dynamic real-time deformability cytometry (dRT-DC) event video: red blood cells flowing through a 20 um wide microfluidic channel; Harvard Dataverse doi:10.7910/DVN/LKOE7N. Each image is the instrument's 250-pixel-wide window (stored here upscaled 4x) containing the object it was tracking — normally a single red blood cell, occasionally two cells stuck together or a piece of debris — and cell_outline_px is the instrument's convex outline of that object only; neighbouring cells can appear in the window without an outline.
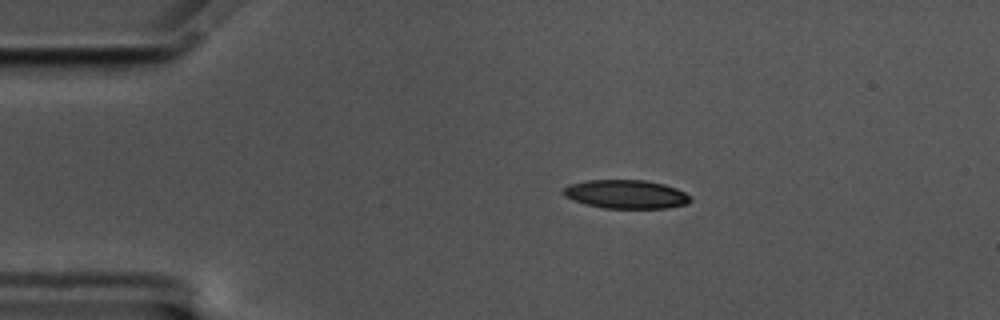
{"species": "common noctule bat (a hibernating species)", "species_latin": "Nyctalus noctula", "temperature_condition": "cold", "stored_images_in_passage": 47, "camera_frame_rate_fps": 3000, "um_per_image_px": 0.085, "animal": {"sex": "male", "body_mass_g": 17.5, "forearm_length_mm": 52.3}, "frame": {"image": 1, "passage_image": 1, "time_ms": 0.0, "image_size_px": [1000, 320], "cell_outline_px": [[692, 200], [688, 204], [668, 208], [604, 208], [584, 204], [572, 200], [564, 196], [564, 188], [568, 184], [588, 180], [644, 180], [664, 184], [676, 188], [692, 196]], "centroid_in_image_um": [53.23, 16.51], "position_along_channel_um": 31.8, "area_um2": 21.39}}
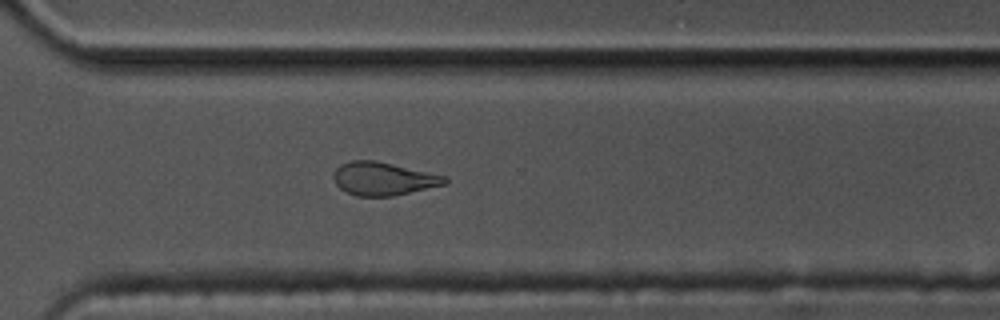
{"frame": {"image": 2, "passage_image": 31, "time_ms": 10.0, "image_size_px": [1000, 320], "cell_outline_px": [[448, 184], [392, 196], [356, 196], [344, 192], [336, 184], [332, 176], [336, 168], [340, 164], [352, 160], [372, 160], [392, 164], [448, 176]], "centroid_in_image_um": [32.58, 15.2], "position_along_channel_um": 338.0, "area_um2": 21.62}}
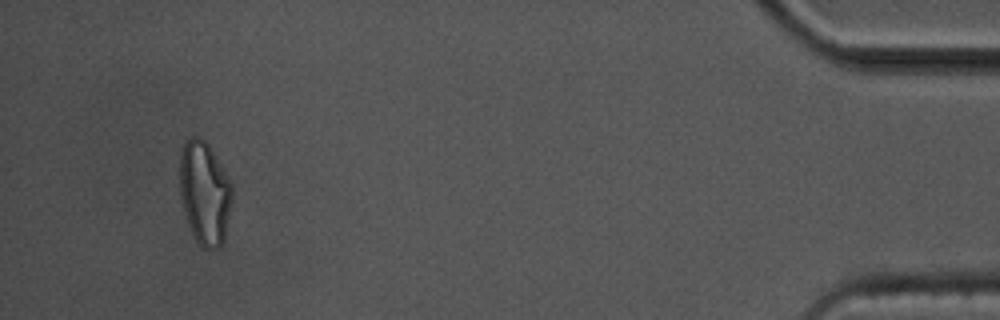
{"frame": {"image": 3, "passage_image": 44, "time_ms": 14.333, "image_size_px": [1000, 320], "cell_outline_px": [[232, 204], [224, 240], [216, 248], [204, 248], [196, 240], [192, 232], [184, 208], [180, 192], [180, 148], [184, 140], [188, 136], [196, 136], [204, 140], [208, 144], [232, 184]], "centroid_in_image_um": [17.39, 16.34], "position_along_channel_um": 417.8, "area_um2": 31.33}, "authors_computed_cell_mechanics": {"area_um2": 22.6576, "velocity_mm_per_s": 3.5184, "shape_relaxation_time_tau1_ms": null, "shape_relaxation_time_tau2_ms": 4.5925, "deformation_change_tau1": null, "deformation_change_tau2": 0.1231}}